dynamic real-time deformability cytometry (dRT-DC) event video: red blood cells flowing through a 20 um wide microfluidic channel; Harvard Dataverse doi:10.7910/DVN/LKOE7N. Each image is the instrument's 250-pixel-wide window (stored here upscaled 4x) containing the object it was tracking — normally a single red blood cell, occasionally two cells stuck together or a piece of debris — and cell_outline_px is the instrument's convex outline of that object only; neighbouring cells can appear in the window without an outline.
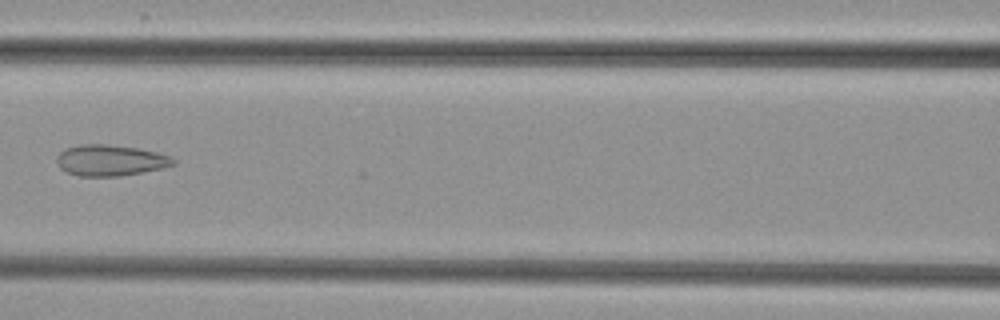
{"species": "common noctule bat (a hibernating species)", "species_latin": "Nyctalus noctula", "temperature_condition": "cold", "stored_images_in_passage": 8, "camera_frame_rate_fps": 3000, "um_per_image_px": 0.085, "animal": {"sex": "female", "body_mass_g": 29.2, "forearm_length_mm": 56.3}, "frame": {"image": 1, "passage_image": 6, "time_ms": 7.0, "image_size_px": [1000, 320], "cell_outline_px": [[176, 164], [164, 168], [120, 176], [76, 176], [60, 168], [56, 164], [56, 156], [60, 152], [68, 148], [80, 144], [108, 144], [140, 148], [156, 152], [168, 156], [176, 160]], "centroid_in_image_um": [9.37, 13.63], "position_along_channel_um": 157.2, "area_um2": 21.21}}
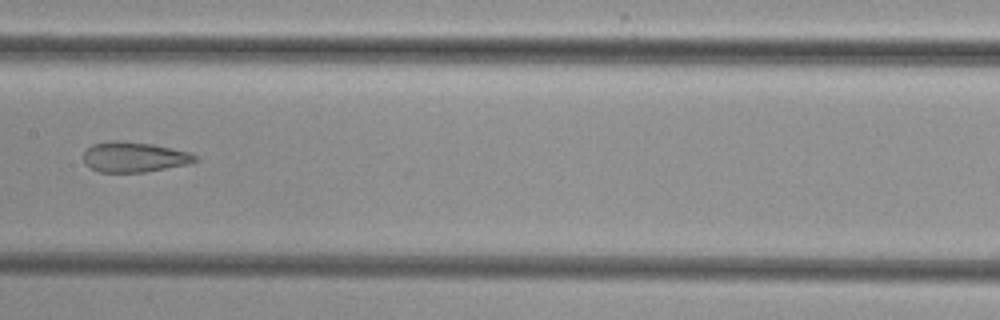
{"frame": {"image": 2, "passage_image": 7, "time_ms": 8.0, "image_size_px": [1000, 320], "cell_outline_px": [[200, 160], [188, 164], [144, 172], [100, 172], [84, 164], [84, 152], [92, 144], [112, 140], [120, 140], [152, 144], [188, 152], [196, 156]], "centroid_in_image_um": [11.39, 13.34], "position_along_channel_um": 196.0, "area_um2": 19.59}}
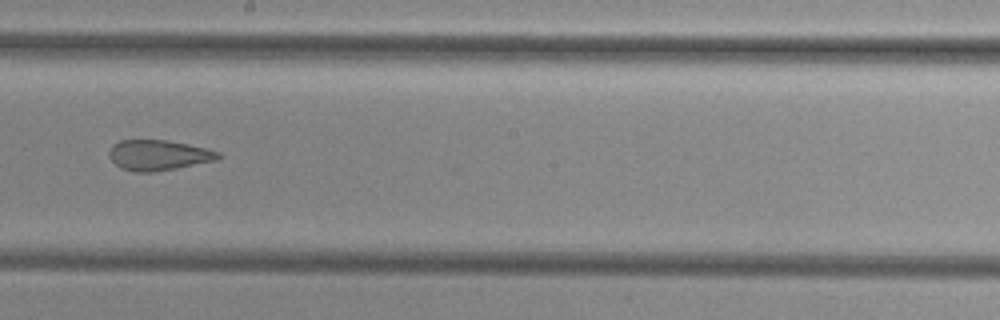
{"frame": {"image": 3, "passage_image": 8, "time_ms": 9.0, "image_size_px": [1000, 320], "cell_outline_px": [[224, 156], [220, 160], [176, 168], [152, 172], [136, 172], [120, 168], [108, 156], [108, 152], [112, 144], [120, 140], [168, 140], [208, 148], [220, 152]], "centroid_in_image_um": [13.52, 13.18], "position_along_channel_um": 234.7, "area_um2": 19.65}}